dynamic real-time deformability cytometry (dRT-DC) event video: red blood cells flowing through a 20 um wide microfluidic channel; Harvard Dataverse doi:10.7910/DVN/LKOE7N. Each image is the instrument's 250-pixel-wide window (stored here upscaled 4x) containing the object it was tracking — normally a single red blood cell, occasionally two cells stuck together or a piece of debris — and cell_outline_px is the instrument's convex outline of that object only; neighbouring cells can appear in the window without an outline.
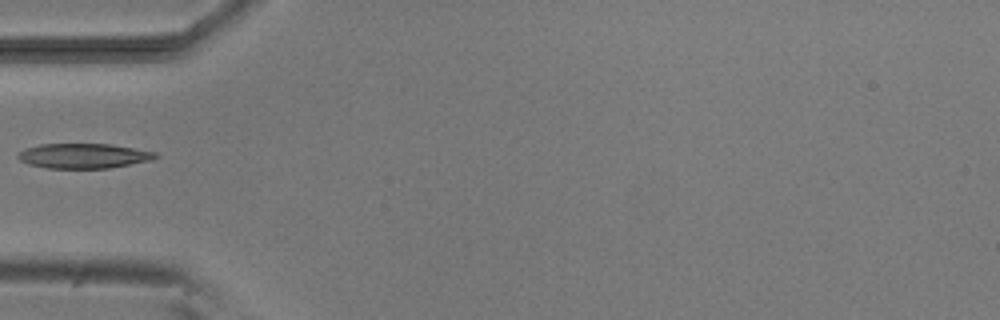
{"species": "common noctule bat (a hibernating species)", "species_latin": "Nyctalus noctula", "temperature_condition": "room temperature", "stored_images_in_passage": 5, "camera_frame_rate_fps": 3000, "um_per_image_px": 0.085, "animal": {"sex": "male", "body_mass_g": 20.5, "forearm_length_mm": 52.5}, "frame": {"image": 1, "passage_image": 5, "time_ms": 5.333, "image_size_px": [1000, 320], "cell_outline_px": [[160, 156], [152, 160], [108, 168], [48, 168], [28, 164], [20, 160], [16, 156], [24, 148], [40, 144], [112, 144], [156, 152]], "centroid_in_image_um": [7.11, 13.24], "position_along_channel_um": 77.9, "area_um2": 19.94}}